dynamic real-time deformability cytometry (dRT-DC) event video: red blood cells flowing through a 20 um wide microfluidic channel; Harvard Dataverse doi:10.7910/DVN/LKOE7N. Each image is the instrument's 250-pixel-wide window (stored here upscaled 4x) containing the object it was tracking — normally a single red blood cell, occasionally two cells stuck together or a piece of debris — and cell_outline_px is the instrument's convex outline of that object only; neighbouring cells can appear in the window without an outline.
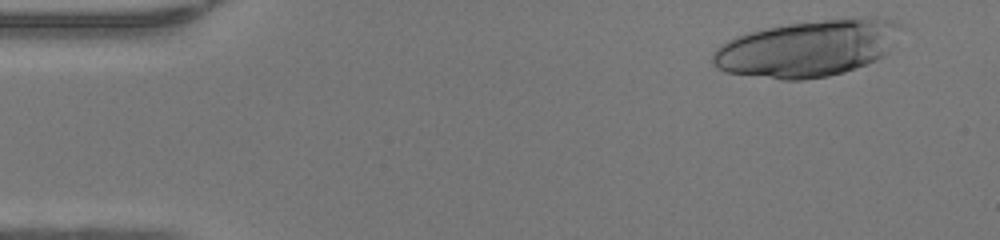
{"species": "human", "species_latin": "Homo sapiens", "temperature_condition": "warm", "stored_images_in_passage": 45, "camera_frame_rate_fps": 3000, "um_per_image_px": 0.085, "donor": {"sex": "female"}, "frame": {"image": 1, "passage_image": 2, "time_ms": 0.333, "image_size_px": [1000, 240], "cell_outline_px": [[900, 28], [888, 52], [884, 56], [868, 64], [844, 72], [828, 76], [804, 80], [780, 80], [728, 72], [716, 68], [712, 64], [712, 52], [716, 48], [728, 40], [736, 36], [764, 28], [788, 24], [824, 20], [872, 16], [876, 16], [892, 20], [900, 24]], "centroid_in_image_um": [68.64, 4.12], "position_along_channel_um": 16.4, "area_um2": 62.02}}